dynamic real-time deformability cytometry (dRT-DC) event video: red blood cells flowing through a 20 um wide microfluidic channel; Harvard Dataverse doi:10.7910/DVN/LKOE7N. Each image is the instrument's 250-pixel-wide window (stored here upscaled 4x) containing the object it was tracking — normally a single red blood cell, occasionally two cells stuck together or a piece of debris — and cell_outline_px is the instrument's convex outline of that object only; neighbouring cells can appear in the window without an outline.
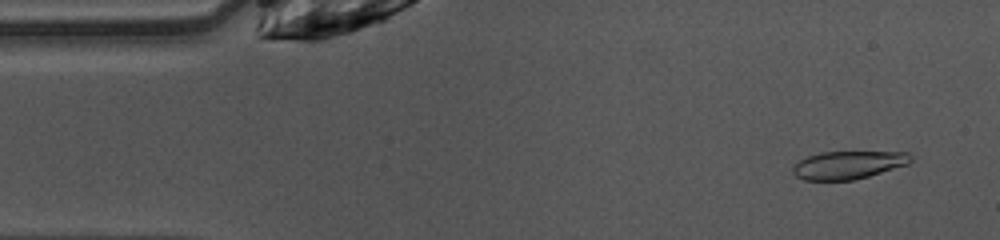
{"species": "common noctule bat (a hibernating species)", "species_latin": "Nyctalus noctula", "temperature_condition": "warm", "stored_images_in_passage": 47, "camera_frame_rate_fps": 3000, "um_per_image_px": 0.085, "animal": {"sex": "female", "body_mass_g": 10.0, "forearm_length_mm": 53.1}, "frame": {"image": 1, "passage_image": 3, "time_ms": 0.667, "image_size_px": [1000, 240], "cell_outline_px": [[912, 160], [908, 164], [856, 180], [804, 180], [796, 176], [792, 172], [792, 168], [800, 160], [808, 156], [820, 152], [908, 152], [912, 156]], "centroid_in_image_um": [72.11, 14.02], "position_along_channel_um": 12.9, "area_um2": 19.19}}
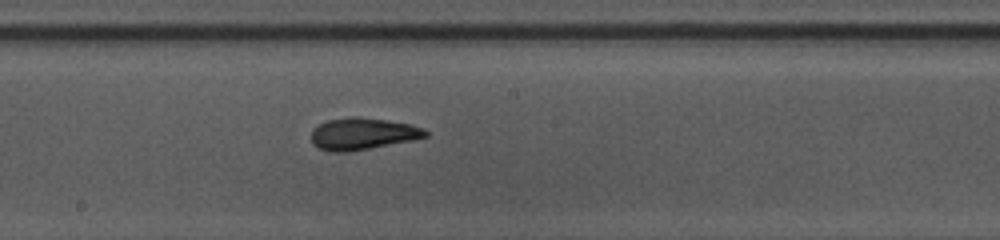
{"frame": {"image": 2, "passage_image": 24, "time_ms": 7.667, "image_size_px": [1000, 240], "cell_outline_px": [[428, 136], [412, 140], [348, 152], [332, 152], [320, 148], [312, 144], [312, 128], [328, 120], [352, 116], [360, 116], [388, 120], [412, 124], [424, 128], [428, 132]], "centroid_in_image_um": [30.84, 11.36], "position_along_channel_um": 217.4, "area_um2": 21.27}}
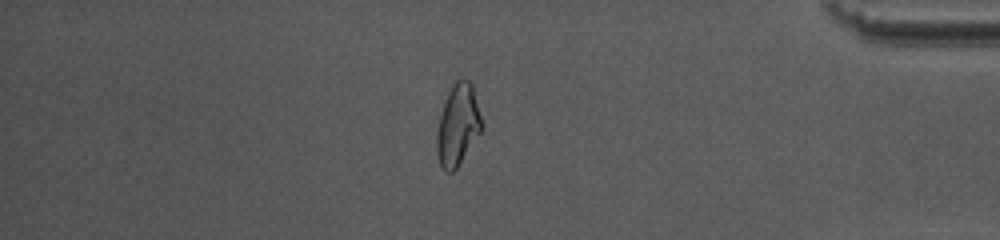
{"frame": {"image": 3, "passage_image": 40, "time_ms": 13.0, "image_size_px": [1000, 240], "cell_outline_px": [[484, 128], [456, 168], [452, 172], [444, 172], [440, 164], [436, 152], [436, 132], [440, 116], [448, 92], [452, 84], [460, 76], [468, 80], [472, 84], [484, 124]], "centroid_in_image_um": [38.93, 10.6], "position_along_channel_um": 396.3, "area_um2": 21.56}, "authors_computed_cell_mechanics": {"area_um2": 20.6346, "velocity_mm_per_s": 4.0567, "shape_relaxation_time_tau1_ms": 5.5998, "shape_relaxation_time_tau2_ms": 2.0066, "deformation_change_tau1": 0.1969, "deformation_change_tau2": 0.1061}}